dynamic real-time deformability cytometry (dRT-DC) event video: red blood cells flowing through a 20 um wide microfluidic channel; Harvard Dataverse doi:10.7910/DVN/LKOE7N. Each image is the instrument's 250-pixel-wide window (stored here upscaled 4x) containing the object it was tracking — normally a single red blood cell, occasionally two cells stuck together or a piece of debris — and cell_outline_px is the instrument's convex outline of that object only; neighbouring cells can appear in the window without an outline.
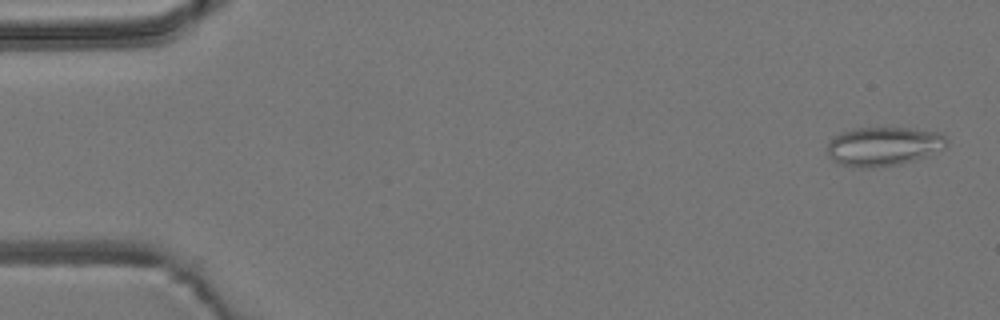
{"species": "common noctule bat (a hibernating species)", "species_latin": "Nyctalus noctula", "temperature_condition": "room temperature", "stored_images_in_passage": 54, "camera_frame_rate_fps": 3000, "um_per_image_px": 0.085, "animal": {"sex": "male", "body_mass_g": 19.2, "forearm_length_mm": 51.8}, "frame": {"image": 1, "passage_image": 2, "time_ms": 0.333, "image_size_px": [1000, 320], "cell_outline_px": [[948, 144], [944, 148], [924, 156], [900, 164], [868, 168], [852, 168], [840, 164], [832, 160], [828, 156], [828, 140], [832, 136], [856, 128], [908, 128], [940, 132], [948, 140]], "centroid_in_image_um": [75.06, 12.44], "position_along_channel_um": 9.9, "area_um2": 27.17}}
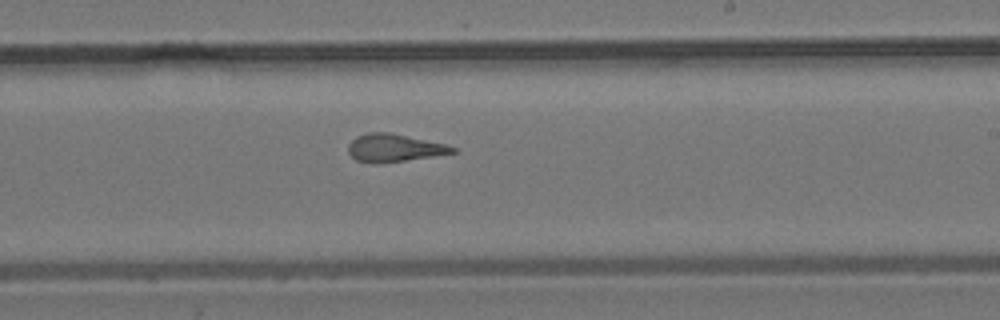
{"frame": {"image": 2, "passage_image": 32, "time_ms": 10.333, "image_size_px": [1000, 320], "cell_outline_px": [[460, 152], [376, 164], [372, 164], [356, 160], [348, 152], [348, 144], [356, 136], [368, 132], [392, 132], [444, 144], [456, 148]], "centroid_in_image_um": [33.48, 12.56], "position_along_channel_um": 255.5, "area_um2": 16.94}}
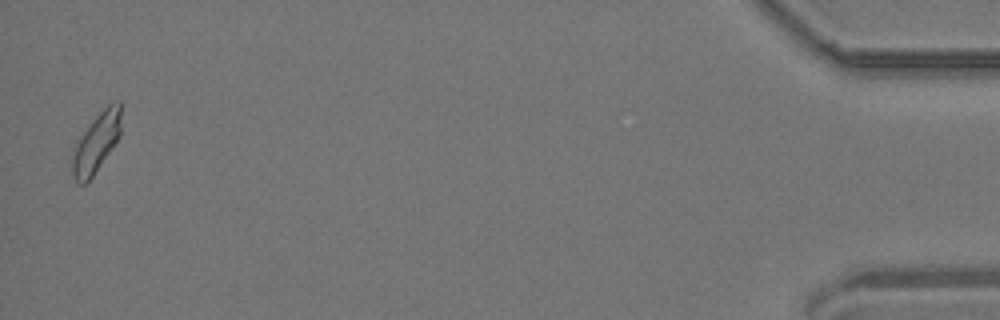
{"frame": {"image": 3, "passage_image": 53, "time_ms": 17.333, "image_size_px": [1000, 320], "cell_outline_px": [[120, 136], [92, 176], [84, 184], [76, 184], [72, 176], [72, 156], [76, 144], [80, 136], [92, 120], [108, 104], [120, 100]], "centroid_in_image_um": [8.17, 12.14], "position_along_channel_um": 427.0, "area_um2": 16.53}, "authors_computed_cell_mechanics": {"area_um2": 17.5712, "velocity_mm_per_s": 3.838, "shape_relaxation_time_tau1_ms": null, "shape_relaxation_time_tau2_ms": 2.0136, "deformation_change_tau1": null, "deformation_change_tau2": 0.1186}}